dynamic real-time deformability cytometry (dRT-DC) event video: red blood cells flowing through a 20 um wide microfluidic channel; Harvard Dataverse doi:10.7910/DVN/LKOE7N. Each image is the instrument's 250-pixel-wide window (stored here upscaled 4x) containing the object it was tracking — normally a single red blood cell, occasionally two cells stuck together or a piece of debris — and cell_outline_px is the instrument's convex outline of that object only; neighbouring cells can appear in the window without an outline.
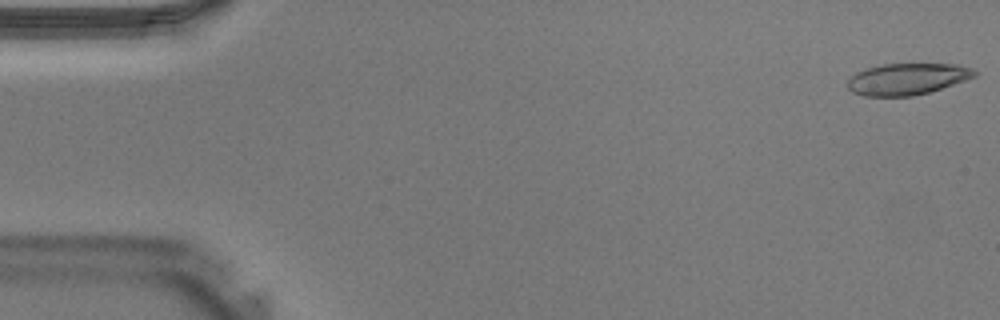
{"species": "Egyptian fruit bat (a non-hibernating species)", "species_latin": "Rousettus aegyptiacus", "temperature_condition": "warm", "stored_images_in_passage": 40, "camera_frame_rate_fps": 3000, "um_per_image_px": 0.085, "animal": {"sex": "male"}, "frame": {"image": 1, "passage_image": 1, "time_ms": 0.0, "image_size_px": [1000, 320], "cell_outline_px": [[980, 72], [976, 76], [928, 92], [912, 96], [864, 96], [852, 92], [848, 88], [848, 80], [856, 72], [880, 64], [956, 64], [972, 68]], "centroid_in_image_um": [77.11, 6.71], "position_along_channel_um": 7.9, "area_um2": 23.18}}
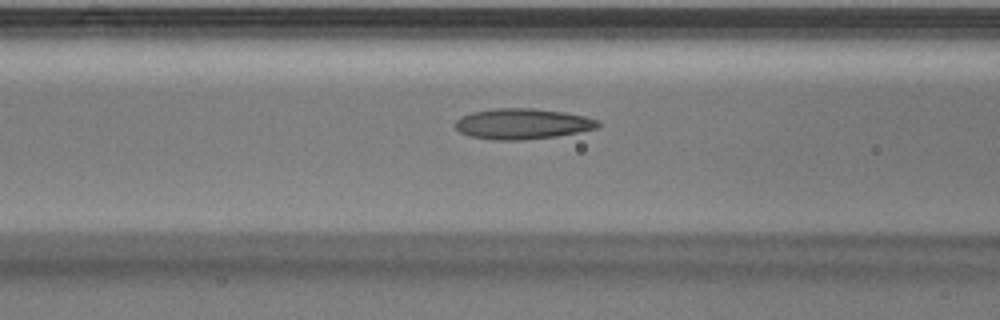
{"frame": {"image": 2, "passage_image": 16, "time_ms": 5.0, "image_size_px": [1000, 320], "cell_outline_px": [[600, 124], [596, 128], [556, 136], [524, 140], [492, 140], [468, 136], [460, 132], [456, 128], [456, 120], [460, 116], [472, 112], [492, 108], [532, 108], [564, 112], [584, 116], [596, 120]], "centroid_in_image_um": [44.34, 10.52], "position_along_channel_um": 122.3, "area_um2": 25.43}}
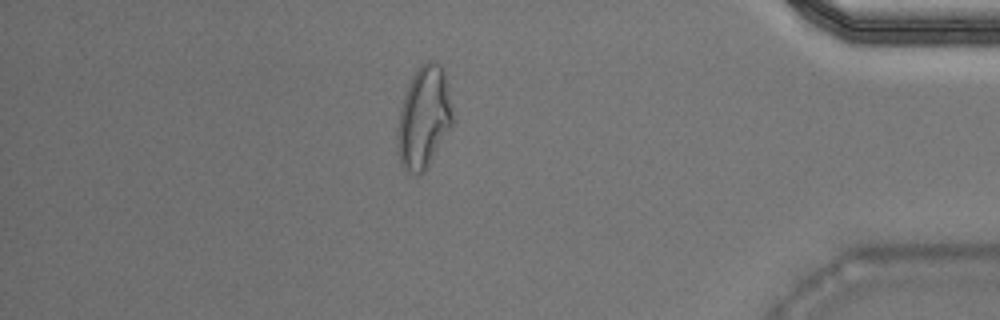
{"frame": {"image": 3, "passage_image": 35, "time_ms": 11.333, "image_size_px": [1000, 320], "cell_outline_px": [[452, 124], [424, 172], [420, 176], [404, 168], [400, 164], [396, 148], [396, 144], [400, 108], [404, 96], [412, 76], [420, 64], [428, 60], [436, 60], [444, 68], [452, 108]], "centroid_in_image_um": [36.01, 9.96], "position_along_channel_um": 399.2, "area_um2": 32.71}}